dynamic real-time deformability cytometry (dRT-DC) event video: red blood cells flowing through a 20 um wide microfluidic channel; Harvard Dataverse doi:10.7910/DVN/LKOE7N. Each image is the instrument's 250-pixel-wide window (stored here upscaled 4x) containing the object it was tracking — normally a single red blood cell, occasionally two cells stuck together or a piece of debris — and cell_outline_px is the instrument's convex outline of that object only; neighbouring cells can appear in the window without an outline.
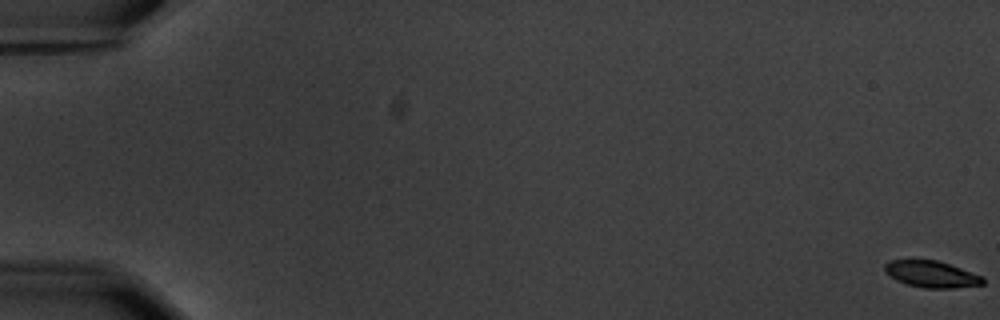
{"species": "common noctule bat (a hibernating species)", "species_latin": "Nyctalus noctula", "temperature_condition": "warm", "stored_images_in_passage": 2, "segment_of_instrument_passage": [2, 2], "camera_frame_rate_fps": 3000, "um_per_image_px": 0.085, "animal": {"sex": "male", "body_mass_g": 20.1, "forearm_length_mm": 53.5}, "frame": {"image": 1, "passage_image": 2, "time_ms": 2.0, "image_size_px": [1000, 320], "cell_outline_px": [[984, 284], [952, 288], [924, 288], [908, 284], [896, 280], [884, 272], [884, 264], [888, 260], [936, 260], [984, 276]], "centroid_in_image_um": [79.16, 23.3], "position_along_channel_um": 5.8, "area_um2": 15.14}}